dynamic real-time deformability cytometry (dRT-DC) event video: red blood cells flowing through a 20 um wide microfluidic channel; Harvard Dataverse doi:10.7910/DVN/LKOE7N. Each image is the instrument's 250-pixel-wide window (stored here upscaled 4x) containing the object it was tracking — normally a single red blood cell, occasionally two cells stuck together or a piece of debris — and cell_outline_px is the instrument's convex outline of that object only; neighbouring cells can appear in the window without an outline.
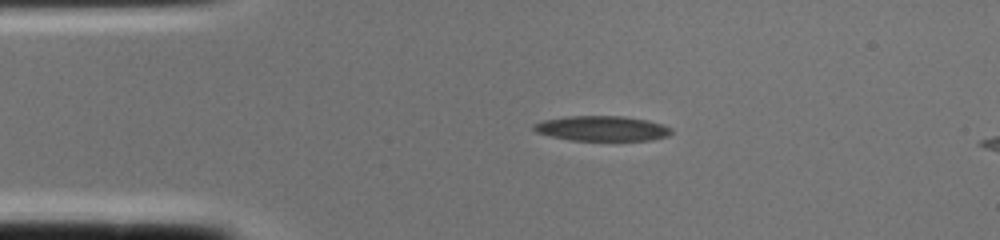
{"species": "common noctule bat (a hibernating species)", "species_latin": "Nyctalus noctula", "temperature_condition": "cold", "stored_images_in_passage": 2, "segment_of_instrument_passage": [1, 2], "camera_frame_rate_fps": 3000, "um_per_image_px": 0.085, "animal": {"sex": "female", "body_mass_g": 22.0, "forearm_length_mm": 56.7}, "frame": {"image": 1, "passage_image": 1, "time_ms": 0.0, "image_size_px": [1000, 240], "cell_outline_px": [[672, 132], [668, 136], [652, 140], [572, 140], [552, 136], [536, 132], [532, 128], [532, 124], [544, 120], [568, 116], [620, 116], [648, 120], [672, 128]], "centroid_in_image_um": [51.17, 10.91], "position_along_channel_um": 33.8, "area_um2": 19.94}}